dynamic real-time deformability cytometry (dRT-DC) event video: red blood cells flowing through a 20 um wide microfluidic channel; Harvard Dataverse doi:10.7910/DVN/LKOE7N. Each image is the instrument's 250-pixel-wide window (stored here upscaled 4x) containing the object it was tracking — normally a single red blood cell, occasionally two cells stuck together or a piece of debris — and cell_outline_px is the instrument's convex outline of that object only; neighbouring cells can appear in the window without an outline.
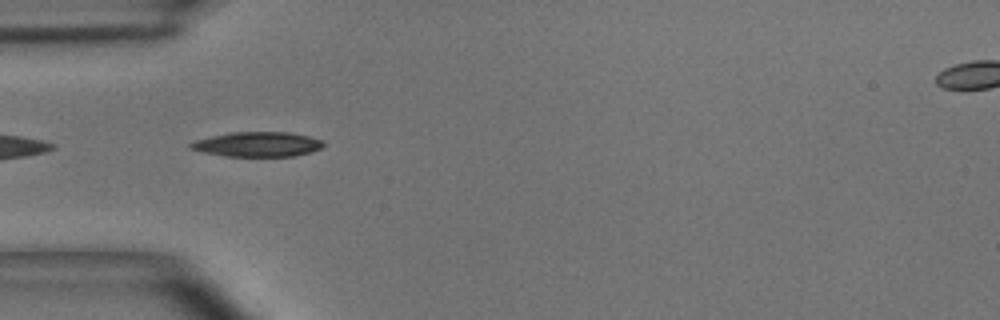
{"species": "common noctule bat (a hibernating species)", "species_latin": "Nyctalus noctula", "temperature_condition": "room temperature", "stored_images_in_passage": 4, "camera_frame_rate_fps": 3000, "um_per_image_px": 0.085, "animal": {"sex": "male", "body_mass_g": 15.6}, "frame": {"image": 1, "passage_image": 2, "time_ms": 0.333, "image_size_px": [1000, 320], "cell_outline_px": [[324, 144], [320, 148], [312, 152], [292, 156], [224, 156], [204, 152], [188, 148], [188, 144], [196, 140], [228, 132], [288, 132], [308, 136], [324, 140]], "centroid_in_image_um": [21.89, 12.26], "position_along_channel_um": 63.1, "area_um2": 19.19}}